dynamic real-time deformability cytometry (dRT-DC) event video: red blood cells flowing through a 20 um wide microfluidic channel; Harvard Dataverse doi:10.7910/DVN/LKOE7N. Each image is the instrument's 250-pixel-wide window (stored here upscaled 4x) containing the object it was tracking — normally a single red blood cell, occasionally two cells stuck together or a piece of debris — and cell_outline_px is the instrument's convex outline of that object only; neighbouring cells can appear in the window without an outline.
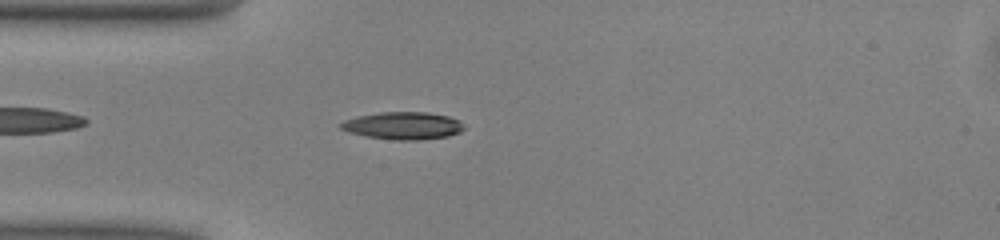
{"species": "common noctule bat (a hibernating species)", "species_latin": "Nyctalus noctula", "temperature_condition": "warm", "stored_images_in_passage": 36, "camera_frame_rate_fps": 3000, "um_per_image_px": 0.085, "animal": {"sex": "male", "body_mass_g": 13.0, "forearm_length_mm": 53.1}, "frame": {"image": 1, "passage_image": 4, "time_ms": 1.0, "image_size_px": [1000, 240], "cell_outline_px": [[464, 128], [460, 132], [448, 136], [420, 140], [396, 140], [364, 136], [348, 132], [340, 128], [336, 124], [344, 120], [356, 116], [380, 112], [428, 112], [448, 116], [460, 120], [464, 124]], "centroid_in_image_um": [34.23, 10.68], "position_along_channel_um": 50.8, "area_um2": 20.0}}
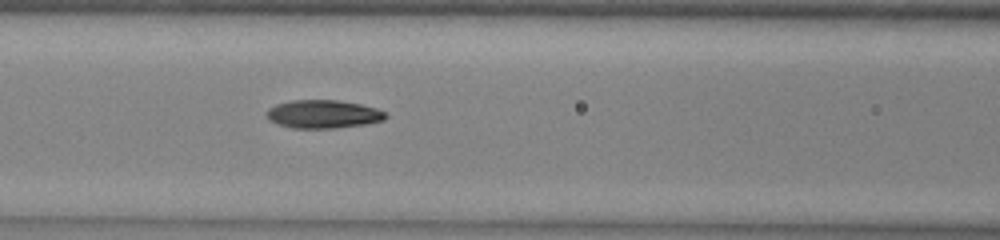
{"frame": {"image": 2, "passage_image": 11, "time_ms": 3.333, "image_size_px": [1000, 240], "cell_outline_px": [[388, 116], [384, 120], [364, 124], [332, 128], [292, 128], [276, 124], [268, 120], [264, 112], [268, 108], [276, 104], [292, 100], [336, 100], [360, 104], [376, 108], [384, 112]], "centroid_in_image_um": [27.41, 9.7], "position_along_channel_um": 139.2, "area_um2": 19.65}}
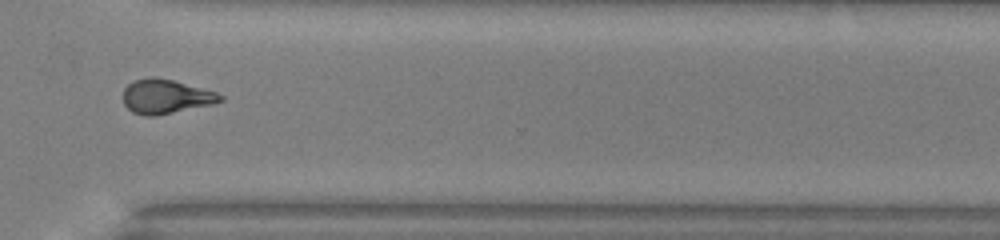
{"frame": {"image": 3, "passage_image": 27, "time_ms": 8.667, "image_size_px": [1000, 240], "cell_outline_px": [[224, 100], [212, 104], [156, 116], [144, 116], [132, 112], [124, 104], [124, 88], [132, 80], [152, 76], [172, 80], [216, 92], [224, 96]], "centroid_in_image_um": [14.07, 8.2], "position_along_channel_um": 356.5, "area_um2": 19.36}, "authors_computed_cell_mechanics": {"area_um2": 19.1607, "velocity_mm_per_s": 4.0762, "shape_relaxation_time_tau1_ms": 7.49, "shape_relaxation_time_tau2_ms": 2.8382, "deformation_change_tau1": 0.2499, "deformation_change_tau2": 0.1074}}